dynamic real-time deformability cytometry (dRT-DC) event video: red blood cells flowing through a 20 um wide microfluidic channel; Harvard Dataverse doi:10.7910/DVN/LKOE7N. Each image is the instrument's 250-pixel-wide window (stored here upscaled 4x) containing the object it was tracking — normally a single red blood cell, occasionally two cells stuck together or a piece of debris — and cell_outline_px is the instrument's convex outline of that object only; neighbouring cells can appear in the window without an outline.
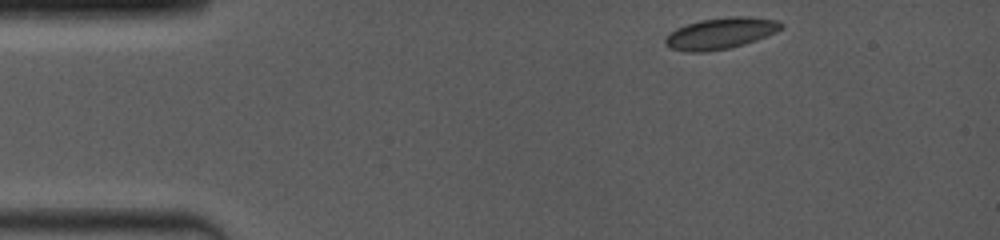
{"species": "common noctule bat (a hibernating species)", "species_latin": "Nyctalus noctula", "temperature_condition": "room temperature", "stored_images_in_passage": 54, "camera_frame_rate_fps": 4000, "um_per_image_px": 0.085, "animal": {"sex": "female", "body_mass_g": 19.0, "forearm_length_mm": 53.3}, "frame": {"image": 1, "passage_image": 1, "time_ms": 0.0, "image_size_px": [1000, 240], "cell_outline_px": [[784, 28], [776, 32], [756, 40], [744, 44], [728, 48], [708, 52], [688, 52], [668, 48], [664, 44], [664, 36], [676, 28], [700, 20], [728, 16], [752, 16], [776, 20], [784, 24]], "centroid_in_image_um": [61.23, 2.83], "position_along_channel_um": 23.8, "area_um2": 21.44}}
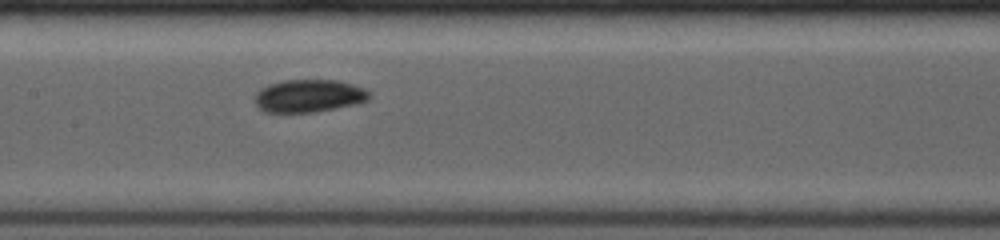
{"frame": {"image": 2, "passage_image": 24, "time_ms": 5.75, "image_size_px": [1000, 240], "cell_outline_px": [[372, 92], [368, 100], [356, 104], [336, 108], [312, 112], [264, 112], [256, 104], [256, 92], [260, 88], [268, 84], [284, 80], [336, 80], [352, 84], [364, 88]], "centroid_in_image_um": [26.27, 8.14], "position_along_channel_um": 181.1, "area_um2": 21.85}}
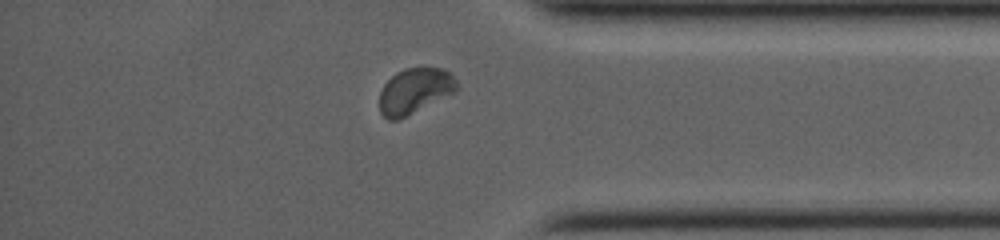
{"frame": {"image": 3, "passage_image": 46, "time_ms": 11.25, "image_size_px": [1000, 240], "cell_outline_px": [[460, 88], [456, 92], [396, 120], [388, 120], [380, 112], [380, 92], [384, 84], [396, 72], [404, 68], [440, 68], [452, 72]], "centroid_in_image_um": [35.28, 7.7], "position_along_channel_um": 399.9, "area_um2": 20.46}, "authors_computed_cell_mechanics": {"area_um2": 20.9814, "velocity_mm_per_s": 4.0303, "shape_relaxation_time_tau1_ms": 2.4581, "shape_relaxation_time_tau2_ms": null, "deformation_change_tau1": 0.0734, "deformation_change_tau2": null}}